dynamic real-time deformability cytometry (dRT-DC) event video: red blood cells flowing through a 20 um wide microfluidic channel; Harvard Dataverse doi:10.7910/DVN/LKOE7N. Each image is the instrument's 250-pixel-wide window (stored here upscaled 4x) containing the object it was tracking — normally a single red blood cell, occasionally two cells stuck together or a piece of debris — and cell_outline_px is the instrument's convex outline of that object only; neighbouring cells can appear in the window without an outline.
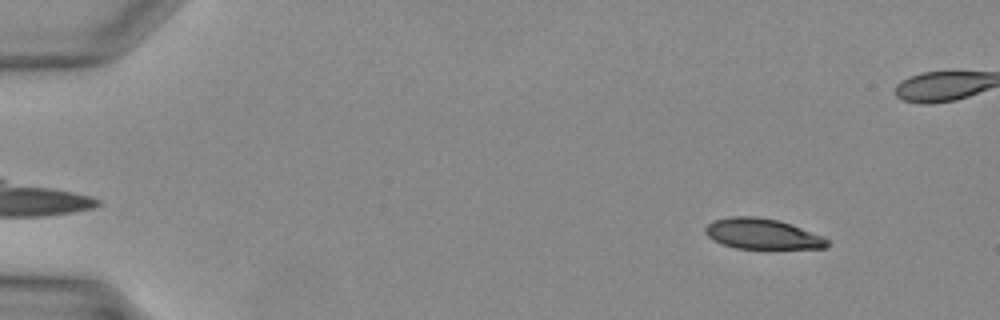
{"species": "Egyptian fruit bat (a non-hibernating species)", "species_latin": "Rousettus aegyptiacus", "temperature_condition": "warm", "stored_images_in_passage": 36, "camera_frame_rate_fps": 3000, "um_per_image_px": 0.085, "animal": {"sex": "female"}, "frame": {"image": 1, "passage_image": 1, "time_ms": 0.0, "image_size_px": [1000, 320], "cell_outline_px": [[828, 244], [824, 248], [736, 248], [720, 244], [712, 240], [704, 232], [704, 228], [712, 220], [728, 216], [756, 216], [780, 220], [792, 224], [824, 236], [828, 240]], "centroid_in_image_um": [64.75, 19.86], "position_along_channel_um": 20.2, "area_um2": 21.91}}
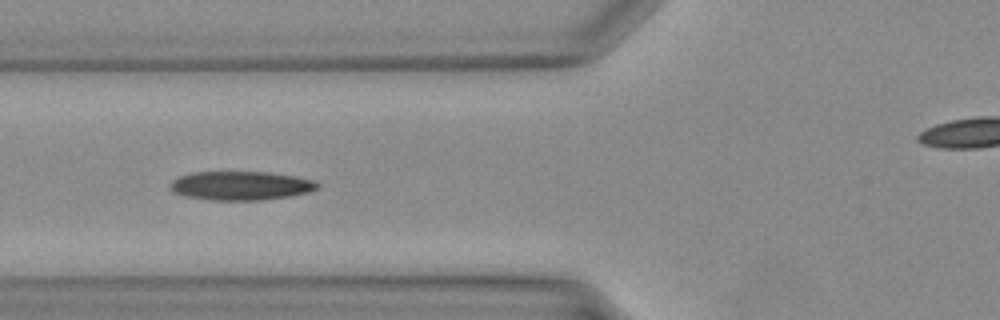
{"frame": {"image": 2, "passage_image": 12, "time_ms": 3.667, "image_size_px": [1000, 320], "cell_outline_px": [[320, 184], [316, 188], [308, 192], [288, 196], [260, 200], [216, 200], [188, 196], [176, 192], [168, 184], [172, 180], [180, 176], [192, 172], [268, 172], [296, 176], [316, 180]], "centroid_in_image_um": [20.51, 15.76], "position_along_channel_um": 105.3, "area_um2": 24.51}}
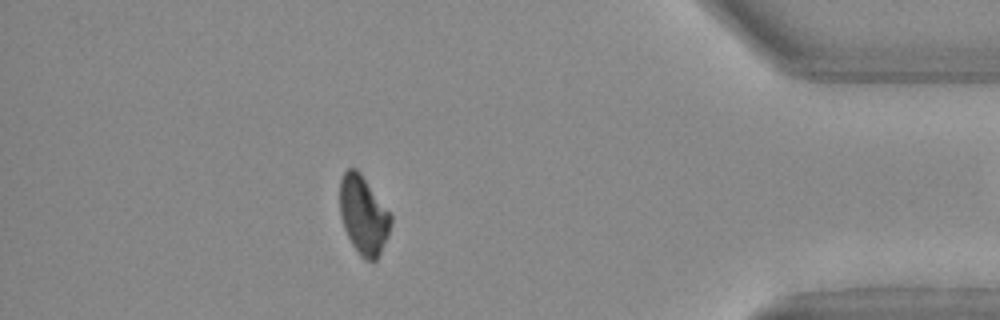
{"frame": {"image": 3, "passage_image": 31, "time_ms": 10.0, "image_size_px": [1000, 320], "cell_outline_px": [[392, 220], [388, 236], [376, 260], [364, 260], [360, 256], [352, 244], [344, 228], [340, 216], [340, 180], [344, 172], [348, 168], [356, 168], [360, 172], [392, 212]], "centroid_in_image_um": [30.91, 18.26], "position_along_channel_um": 404.3, "area_um2": 23.58}}